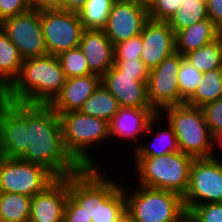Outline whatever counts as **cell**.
<instances>
[{"label": "cell", "instance_id": "6da1fadb", "mask_svg": "<svg viewBox=\"0 0 222 222\" xmlns=\"http://www.w3.org/2000/svg\"><path fill=\"white\" fill-rule=\"evenodd\" d=\"M19 158L45 167L56 178L83 168L66 150L60 117L49 104L27 103L25 152Z\"/></svg>", "mask_w": 222, "mask_h": 222}, {"label": "cell", "instance_id": "7a4b0ae2", "mask_svg": "<svg viewBox=\"0 0 222 222\" xmlns=\"http://www.w3.org/2000/svg\"><path fill=\"white\" fill-rule=\"evenodd\" d=\"M65 79L58 56L47 54L24 59L18 77L5 90L6 101L50 104Z\"/></svg>", "mask_w": 222, "mask_h": 222}, {"label": "cell", "instance_id": "3957f363", "mask_svg": "<svg viewBox=\"0 0 222 222\" xmlns=\"http://www.w3.org/2000/svg\"><path fill=\"white\" fill-rule=\"evenodd\" d=\"M165 116L177 138L179 150L194 159L210 158L213 154L212 133L201 107L187 103L169 106L158 113ZM168 120V121H167Z\"/></svg>", "mask_w": 222, "mask_h": 222}, {"label": "cell", "instance_id": "277c9868", "mask_svg": "<svg viewBox=\"0 0 222 222\" xmlns=\"http://www.w3.org/2000/svg\"><path fill=\"white\" fill-rule=\"evenodd\" d=\"M137 185L185 195L194 160L181 151L156 157H134Z\"/></svg>", "mask_w": 222, "mask_h": 222}, {"label": "cell", "instance_id": "5b68a950", "mask_svg": "<svg viewBox=\"0 0 222 222\" xmlns=\"http://www.w3.org/2000/svg\"><path fill=\"white\" fill-rule=\"evenodd\" d=\"M66 150L83 167H101L92 148L103 141H110L109 123L103 119L92 117L80 111H70L59 115ZM106 140V141H105ZM91 146V147H90ZM91 148V150H89Z\"/></svg>", "mask_w": 222, "mask_h": 222}, {"label": "cell", "instance_id": "8992f818", "mask_svg": "<svg viewBox=\"0 0 222 222\" xmlns=\"http://www.w3.org/2000/svg\"><path fill=\"white\" fill-rule=\"evenodd\" d=\"M135 187L130 193L123 185L126 210L136 222H178L187 213L181 195L137 184Z\"/></svg>", "mask_w": 222, "mask_h": 222}, {"label": "cell", "instance_id": "52a82bcc", "mask_svg": "<svg viewBox=\"0 0 222 222\" xmlns=\"http://www.w3.org/2000/svg\"><path fill=\"white\" fill-rule=\"evenodd\" d=\"M216 155L193 160L188 188L183 196L187 213L197 205L222 203V159Z\"/></svg>", "mask_w": 222, "mask_h": 222}, {"label": "cell", "instance_id": "ba28073f", "mask_svg": "<svg viewBox=\"0 0 222 222\" xmlns=\"http://www.w3.org/2000/svg\"><path fill=\"white\" fill-rule=\"evenodd\" d=\"M55 179L50 171L39 164L0 156V192L33 197Z\"/></svg>", "mask_w": 222, "mask_h": 222}, {"label": "cell", "instance_id": "9c48e42d", "mask_svg": "<svg viewBox=\"0 0 222 222\" xmlns=\"http://www.w3.org/2000/svg\"><path fill=\"white\" fill-rule=\"evenodd\" d=\"M40 20L48 55L58 56L79 46L84 28L77 12L42 10Z\"/></svg>", "mask_w": 222, "mask_h": 222}, {"label": "cell", "instance_id": "30bf717a", "mask_svg": "<svg viewBox=\"0 0 222 222\" xmlns=\"http://www.w3.org/2000/svg\"><path fill=\"white\" fill-rule=\"evenodd\" d=\"M0 29L18 48L23 59L48 54L41 27L40 11L31 8L25 13L6 18L0 22Z\"/></svg>", "mask_w": 222, "mask_h": 222}, {"label": "cell", "instance_id": "8fae6325", "mask_svg": "<svg viewBox=\"0 0 222 222\" xmlns=\"http://www.w3.org/2000/svg\"><path fill=\"white\" fill-rule=\"evenodd\" d=\"M181 61L182 55L174 52L149 72L147 96L157 113L166 107L180 104L178 71Z\"/></svg>", "mask_w": 222, "mask_h": 222}, {"label": "cell", "instance_id": "7c38bea8", "mask_svg": "<svg viewBox=\"0 0 222 222\" xmlns=\"http://www.w3.org/2000/svg\"><path fill=\"white\" fill-rule=\"evenodd\" d=\"M27 103L5 101L0 107V156L19 158L25 152Z\"/></svg>", "mask_w": 222, "mask_h": 222}, {"label": "cell", "instance_id": "4fadbf2b", "mask_svg": "<svg viewBox=\"0 0 222 222\" xmlns=\"http://www.w3.org/2000/svg\"><path fill=\"white\" fill-rule=\"evenodd\" d=\"M148 10L133 0H116L103 30L113 45L141 35Z\"/></svg>", "mask_w": 222, "mask_h": 222}, {"label": "cell", "instance_id": "5bb4252c", "mask_svg": "<svg viewBox=\"0 0 222 222\" xmlns=\"http://www.w3.org/2000/svg\"><path fill=\"white\" fill-rule=\"evenodd\" d=\"M69 197V176L56 178L31 199L29 222H63Z\"/></svg>", "mask_w": 222, "mask_h": 222}, {"label": "cell", "instance_id": "9a60e30c", "mask_svg": "<svg viewBox=\"0 0 222 222\" xmlns=\"http://www.w3.org/2000/svg\"><path fill=\"white\" fill-rule=\"evenodd\" d=\"M140 59L152 70L175 52V33L167 22L148 20L142 29Z\"/></svg>", "mask_w": 222, "mask_h": 222}, {"label": "cell", "instance_id": "2e32d148", "mask_svg": "<svg viewBox=\"0 0 222 222\" xmlns=\"http://www.w3.org/2000/svg\"><path fill=\"white\" fill-rule=\"evenodd\" d=\"M101 83L117 99L119 107L153 109L147 96V82L124 74L114 65L101 77Z\"/></svg>", "mask_w": 222, "mask_h": 222}, {"label": "cell", "instance_id": "e0dca14e", "mask_svg": "<svg viewBox=\"0 0 222 222\" xmlns=\"http://www.w3.org/2000/svg\"><path fill=\"white\" fill-rule=\"evenodd\" d=\"M102 169L96 167V211L95 221L91 222H115L126 210L124 183L111 179Z\"/></svg>", "mask_w": 222, "mask_h": 222}, {"label": "cell", "instance_id": "ac0fdd59", "mask_svg": "<svg viewBox=\"0 0 222 222\" xmlns=\"http://www.w3.org/2000/svg\"><path fill=\"white\" fill-rule=\"evenodd\" d=\"M157 114L154 109L119 107L109 123L110 141L121 139L132 143L131 153L140 145L142 135L149 125V121ZM142 134V135H141ZM139 137V138H138ZM135 142V143H134Z\"/></svg>", "mask_w": 222, "mask_h": 222}, {"label": "cell", "instance_id": "d6986e66", "mask_svg": "<svg viewBox=\"0 0 222 222\" xmlns=\"http://www.w3.org/2000/svg\"><path fill=\"white\" fill-rule=\"evenodd\" d=\"M79 47L93 74L102 77L114 65V45L103 29H84Z\"/></svg>", "mask_w": 222, "mask_h": 222}, {"label": "cell", "instance_id": "ffe728a7", "mask_svg": "<svg viewBox=\"0 0 222 222\" xmlns=\"http://www.w3.org/2000/svg\"><path fill=\"white\" fill-rule=\"evenodd\" d=\"M100 84L101 76L97 74L66 78L60 93L49 105L58 115L79 111Z\"/></svg>", "mask_w": 222, "mask_h": 222}, {"label": "cell", "instance_id": "44dd1931", "mask_svg": "<svg viewBox=\"0 0 222 222\" xmlns=\"http://www.w3.org/2000/svg\"><path fill=\"white\" fill-rule=\"evenodd\" d=\"M69 197L82 208L88 220L95 221L96 167L82 168L69 175Z\"/></svg>", "mask_w": 222, "mask_h": 222}, {"label": "cell", "instance_id": "7402d4cb", "mask_svg": "<svg viewBox=\"0 0 222 222\" xmlns=\"http://www.w3.org/2000/svg\"><path fill=\"white\" fill-rule=\"evenodd\" d=\"M161 118L162 117L157 113L149 121V125L145 131V135L155 131V136L153 138L156 140L153 139L152 144L148 141V145L145 141L141 142V145L134 150V155L132 154V157H156L180 151L173 129L168 123L164 125H162L161 122L159 123V121L162 120ZM157 122L158 124H156ZM155 124H161V128L157 127ZM165 126L168 127L166 128ZM155 127L159 129H154Z\"/></svg>", "mask_w": 222, "mask_h": 222}, {"label": "cell", "instance_id": "603a6c76", "mask_svg": "<svg viewBox=\"0 0 222 222\" xmlns=\"http://www.w3.org/2000/svg\"><path fill=\"white\" fill-rule=\"evenodd\" d=\"M222 34L210 19L201 20L175 33V52L185 56L216 40Z\"/></svg>", "mask_w": 222, "mask_h": 222}, {"label": "cell", "instance_id": "cb8c5ba5", "mask_svg": "<svg viewBox=\"0 0 222 222\" xmlns=\"http://www.w3.org/2000/svg\"><path fill=\"white\" fill-rule=\"evenodd\" d=\"M23 60L18 48L0 29V88L6 90L18 77Z\"/></svg>", "mask_w": 222, "mask_h": 222}, {"label": "cell", "instance_id": "d4e9b609", "mask_svg": "<svg viewBox=\"0 0 222 222\" xmlns=\"http://www.w3.org/2000/svg\"><path fill=\"white\" fill-rule=\"evenodd\" d=\"M119 108L117 99L101 83L83 103L80 112L110 123Z\"/></svg>", "mask_w": 222, "mask_h": 222}, {"label": "cell", "instance_id": "484cf974", "mask_svg": "<svg viewBox=\"0 0 222 222\" xmlns=\"http://www.w3.org/2000/svg\"><path fill=\"white\" fill-rule=\"evenodd\" d=\"M32 197L0 192V222H29Z\"/></svg>", "mask_w": 222, "mask_h": 222}, {"label": "cell", "instance_id": "4316f807", "mask_svg": "<svg viewBox=\"0 0 222 222\" xmlns=\"http://www.w3.org/2000/svg\"><path fill=\"white\" fill-rule=\"evenodd\" d=\"M222 98V68L203 73L196 92L186 101L188 105L203 107Z\"/></svg>", "mask_w": 222, "mask_h": 222}, {"label": "cell", "instance_id": "83f0119b", "mask_svg": "<svg viewBox=\"0 0 222 222\" xmlns=\"http://www.w3.org/2000/svg\"><path fill=\"white\" fill-rule=\"evenodd\" d=\"M200 72L222 68V34L214 41L184 56Z\"/></svg>", "mask_w": 222, "mask_h": 222}, {"label": "cell", "instance_id": "f1b7e54d", "mask_svg": "<svg viewBox=\"0 0 222 222\" xmlns=\"http://www.w3.org/2000/svg\"><path fill=\"white\" fill-rule=\"evenodd\" d=\"M205 19H209L206 2L202 0H185L167 23L176 33Z\"/></svg>", "mask_w": 222, "mask_h": 222}, {"label": "cell", "instance_id": "f546056e", "mask_svg": "<svg viewBox=\"0 0 222 222\" xmlns=\"http://www.w3.org/2000/svg\"><path fill=\"white\" fill-rule=\"evenodd\" d=\"M116 0H87L78 11L84 29H103Z\"/></svg>", "mask_w": 222, "mask_h": 222}, {"label": "cell", "instance_id": "4dcf8cb0", "mask_svg": "<svg viewBox=\"0 0 222 222\" xmlns=\"http://www.w3.org/2000/svg\"><path fill=\"white\" fill-rule=\"evenodd\" d=\"M203 73L197 70L191 63L182 55V61L178 71V86L180 91V104L186 101L196 92Z\"/></svg>", "mask_w": 222, "mask_h": 222}, {"label": "cell", "instance_id": "1f68e13d", "mask_svg": "<svg viewBox=\"0 0 222 222\" xmlns=\"http://www.w3.org/2000/svg\"><path fill=\"white\" fill-rule=\"evenodd\" d=\"M58 58L66 78L93 74L79 46L61 53Z\"/></svg>", "mask_w": 222, "mask_h": 222}, {"label": "cell", "instance_id": "d6a6232c", "mask_svg": "<svg viewBox=\"0 0 222 222\" xmlns=\"http://www.w3.org/2000/svg\"><path fill=\"white\" fill-rule=\"evenodd\" d=\"M142 37L124 40L114 45V60H141Z\"/></svg>", "mask_w": 222, "mask_h": 222}, {"label": "cell", "instance_id": "836d02e7", "mask_svg": "<svg viewBox=\"0 0 222 222\" xmlns=\"http://www.w3.org/2000/svg\"><path fill=\"white\" fill-rule=\"evenodd\" d=\"M185 0H155L148 9V17L154 21L167 22Z\"/></svg>", "mask_w": 222, "mask_h": 222}, {"label": "cell", "instance_id": "e575fe53", "mask_svg": "<svg viewBox=\"0 0 222 222\" xmlns=\"http://www.w3.org/2000/svg\"><path fill=\"white\" fill-rule=\"evenodd\" d=\"M188 214L195 222H222V203L197 205Z\"/></svg>", "mask_w": 222, "mask_h": 222}, {"label": "cell", "instance_id": "d590c367", "mask_svg": "<svg viewBox=\"0 0 222 222\" xmlns=\"http://www.w3.org/2000/svg\"><path fill=\"white\" fill-rule=\"evenodd\" d=\"M114 66L124 74L136 75V79L147 82L150 70L142 60H114Z\"/></svg>", "mask_w": 222, "mask_h": 222}, {"label": "cell", "instance_id": "8d00e7d4", "mask_svg": "<svg viewBox=\"0 0 222 222\" xmlns=\"http://www.w3.org/2000/svg\"><path fill=\"white\" fill-rule=\"evenodd\" d=\"M205 116V121L213 134L217 129L222 127V98L207 103L201 107Z\"/></svg>", "mask_w": 222, "mask_h": 222}, {"label": "cell", "instance_id": "74e56055", "mask_svg": "<svg viewBox=\"0 0 222 222\" xmlns=\"http://www.w3.org/2000/svg\"><path fill=\"white\" fill-rule=\"evenodd\" d=\"M31 9L29 0H0V22Z\"/></svg>", "mask_w": 222, "mask_h": 222}, {"label": "cell", "instance_id": "f35d334b", "mask_svg": "<svg viewBox=\"0 0 222 222\" xmlns=\"http://www.w3.org/2000/svg\"><path fill=\"white\" fill-rule=\"evenodd\" d=\"M63 222H91V220H88L82 208L68 197L65 205Z\"/></svg>", "mask_w": 222, "mask_h": 222}, {"label": "cell", "instance_id": "ab89813d", "mask_svg": "<svg viewBox=\"0 0 222 222\" xmlns=\"http://www.w3.org/2000/svg\"><path fill=\"white\" fill-rule=\"evenodd\" d=\"M206 7L208 18L222 30V0H209Z\"/></svg>", "mask_w": 222, "mask_h": 222}, {"label": "cell", "instance_id": "60d3db41", "mask_svg": "<svg viewBox=\"0 0 222 222\" xmlns=\"http://www.w3.org/2000/svg\"><path fill=\"white\" fill-rule=\"evenodd\" d=\"M63 1L64 0H29V3L31 8L37 11L54 9L63 10Z\"/></svg>", "mask_w": 222, "mask_h": 222}, {"label": "cell", "instance_id": "b9f144b4", "mask_svg": "<svg viewBox=\"0 0 222 222\" xmlns=\"http://www.w3.org/2000/svg\"><path fill=\"white\" fill-rule=\"evenodd\" d=\"M87 0H64L63 10L77 12L84 6Z\"/></svg>", "mask_w": 222, "mask_h": 222}, {"label": "cell", "instance_id": "7bdbcfd3", "mask_svg": "<svg viewBox=\"0 0 222 222\" xmlns=\"http://www.w3.org/2000/svg\"><path fill=\"white\" fill-rule=\"evenodd\" d=\"M212 146H213V152L215 153L217 149V146L219 147V150L222 151V127L217 129L212 134ZM221 148V149H220Z\"/></svg>", "mask_w": 222, "mask_h": 222}, {"label": "cell", "instance_id": "ee69618b", "mask_svg": "<svg viewBox=\"0 0 222 222\" xmlns=\"http://www.w3.org/2000/svg\"><path fill=\"white\" fill-rule=\"evenodd\" d=\"M115 222H136L132 215L125 210Z\"/></svg>", "mask_w": 222, "mask_h": 222}, {"label": "cell", "instance_id": "f6af8a7d", "mask_svg": "<svg viewBox=\"0 0 222 222\" xmlns=\"http://www.w3.org/2000/svg\"><path fill=\"white\" fill-rule=\"evenodd\" d=\"M140 6L146 8L147 10L153 5L155 0H133Z\"/></svg>", "mask_w": 222, "mask_h": 222}, {"label": "cell", "instance_id": "bcb514c9", "mask_svg": "<svg viewBox=\"0 0 222 222\" xmlns=\"http://www.w3.org/2000/svg\"><path fill=\"white\" fill-rule=\"evenodd\" d=\"M178 222H195V221L188 213H186Z\"/></svg>", "mask_w": 222, "mask_h": 222}, {"label": "cell", "instance_id": "7dc6e473", "mask_svg": "<svg viewBox=\"0 0 222 222\" xmlns=\"http://www.w3.org/2000/svg\"><path fill=\"white\" fill-rule=\"evenodd\" d=\"M6 101L5 90L0 88V107Z\"/></svg>", "mask_w": 222, "mask_h": 222}]
</instances>
